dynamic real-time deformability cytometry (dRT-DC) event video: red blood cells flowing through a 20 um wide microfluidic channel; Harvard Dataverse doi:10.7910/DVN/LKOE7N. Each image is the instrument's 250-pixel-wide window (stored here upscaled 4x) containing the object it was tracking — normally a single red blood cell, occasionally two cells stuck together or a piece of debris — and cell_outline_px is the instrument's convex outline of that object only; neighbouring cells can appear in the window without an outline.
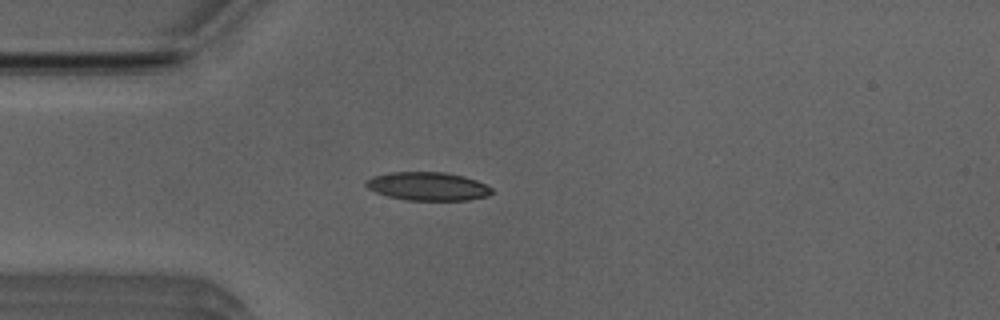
{"species": "Egyptian fruit bat (a non-hibernating species)", "species_latin": "Rousettus aegyptiacus", "temperature_condition": "room temperature", "stored_images_in_passage": 40, "camera_frame_rate_fps": 3000, "um_per_image_px": 0.085, "animal": {"sex": "male"}, "frame": {"image": 1, "passage_image": 2, "time_ms": 0.333, "image_size_px": [1000, 320], "cell_outline_px": [[492, 192], [488, 196], [468, 200], [408, 200], [388, 196], [376, 192], [368, 188], [364, 184], [372, 176], [392, 172], [444, 172], [464, 176], [476, 180], [492, 188]], "centroid_in_image_um": [36.37, 15.83], "position_along_channel_um": 48.6, "area_um2": 20.69}}
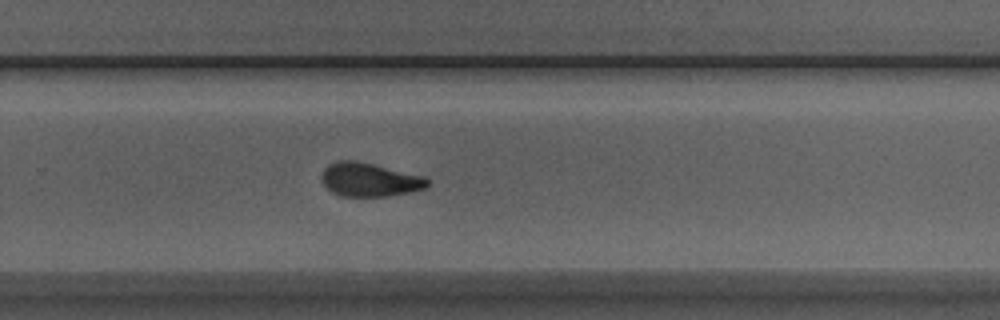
{"frame": {"image": 2, "passage_image": 22, "time_ms": 7.0, "image_size_px": [1000, 320], "cell_outline_px": [[432, 180], [424, 188], [408, 192], [388, 196], [340, 196], [332, 192], [324, 184], [320, 176], [324, 168], [328, 164], [336, 160], [356, 160], [424, 176]], "centroid_in_image_um": [31.38, 15.26], "position_along_channel_um": 298.4, "area_um2": 20.81}}
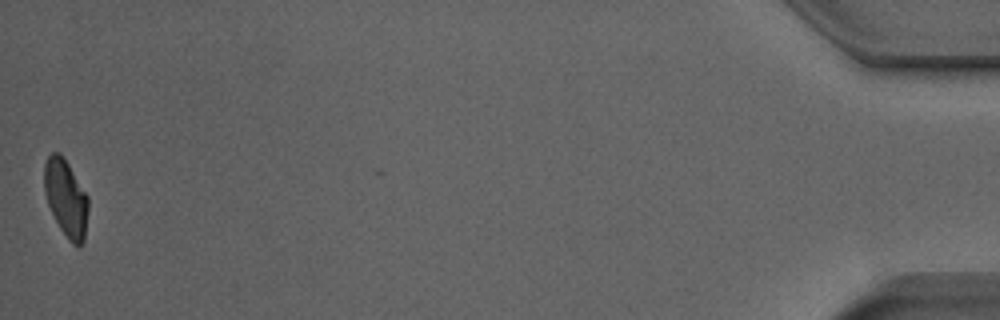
{"frame": {"image": 3, "passage_image": 40, "time_ms": 13.0, "image_size_px": [1000, 320], "cell_outline_px": [[88, 212], [84, 240], [80, 248], [72, 244], [68, 240], [60, 228], [48, 204], [44, 192], [44, 164], [48, 156], [52, 152], [60, 152], [68, 164], [88, 196]], "centroid_in_image_um": [5.61, 16.85], "position_along_channel_um": 429.6, "area_um2": 19.77}, "authors_computed_cell_mechanics": {"area_um2": 20.8658, "velocity_mm_per_s": 3.9143, "shape_relaxation_time_tau1_ms": 5.3987, "shape_relaxation_time_tau2_ms": 2.0073, "deformation_change_tau1": 0.1625, "deformation_change_tau2": 0.09}}